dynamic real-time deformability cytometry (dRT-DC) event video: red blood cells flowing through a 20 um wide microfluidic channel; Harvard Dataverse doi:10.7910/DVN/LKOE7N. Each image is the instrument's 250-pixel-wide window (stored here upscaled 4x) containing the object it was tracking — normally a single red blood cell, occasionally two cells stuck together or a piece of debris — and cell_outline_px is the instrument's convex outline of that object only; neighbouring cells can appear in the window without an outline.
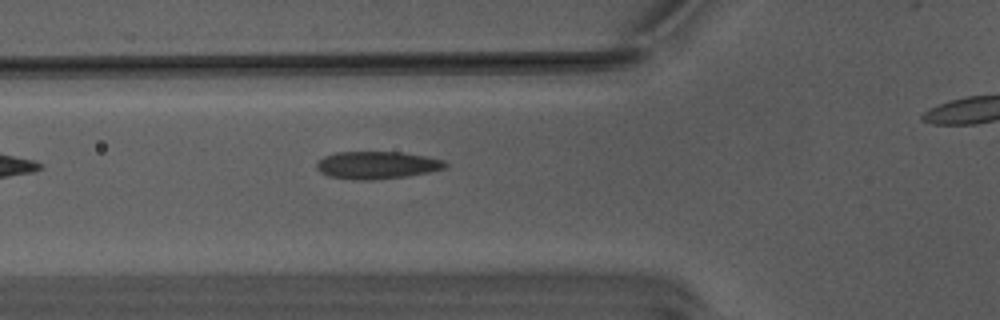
{"species": "Egyptian fruit bat (a non-hibernating species)", "species_latin": "Rousettus aegyptiacus", "temperature_condition": "warm", "stored_images_in_passage": 22, "camera_frame_rate_fps": 3000, "um_per_image_px": 0.085, "animal": {"sex": "male"}, "frame": {"image": 1, "passage_image": 3, "time_ms": 0.667, "image_size_px": [1000, 320], "cell_outline_px": [[448, 164], [444, 168], [428, 172], [408, 176], [372, 180], [356, 180], [328, 176], [320, 172], [316, 168], [316, 160], [324, 156], [336, 152], [400, 152], [424, 156], [444, 160]], "centroid_in_image_um": [31.99, 14.03], "position_along_channel_um": 93.8, "area_um2": 20.69}}
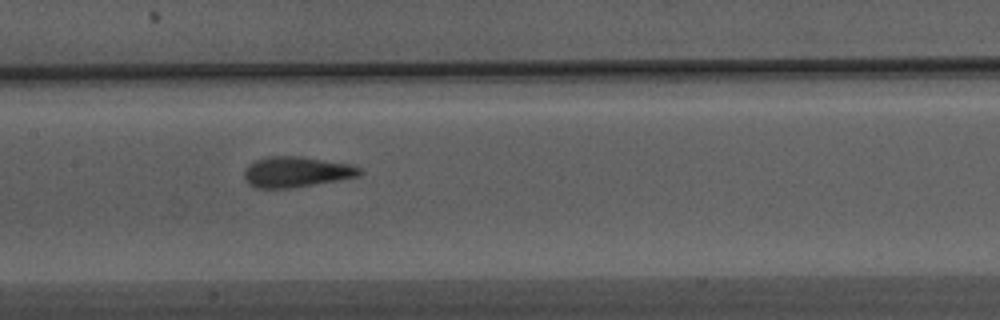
{"frame": {"image": 2, "passage_image": 10, "time_ms": 3.0, "image_size_px": [1000, 320], "cell_outline_px": [[364, 172], [360, 176], [292, 188], [256, 188], [248, 184], [244, 176], [244, 168], [248, 164], [256, 160], [268, 156], [300, 156], [352, 164], [364, 168]], "centroid_in_image_um": [25.22, 14.6], "position_along_channel_um": 182.2, "area_um2": 20.87}}
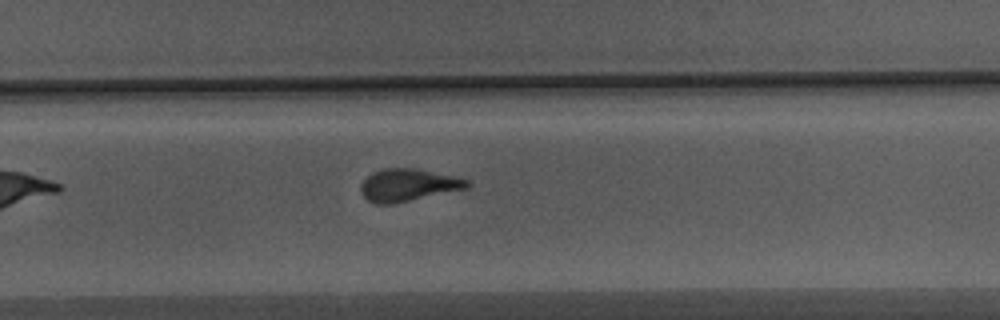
{"frame": {"image": 3, "passage_image": 19, "time_ms": 6.0, "image_size_px": [1000, 320], "cell_outline_px": [[472, 184], [468, 188], [392, 204], [376, 204], [368, 200], [360, 192], [360, 184], [372, 172], [384, 168], [416, 168], [456, 176], [472, 180]], "centroid_in_image_um": [34.73, 15.72], "position_along_channel_um": 295.1, "area_um2": 20.29}}